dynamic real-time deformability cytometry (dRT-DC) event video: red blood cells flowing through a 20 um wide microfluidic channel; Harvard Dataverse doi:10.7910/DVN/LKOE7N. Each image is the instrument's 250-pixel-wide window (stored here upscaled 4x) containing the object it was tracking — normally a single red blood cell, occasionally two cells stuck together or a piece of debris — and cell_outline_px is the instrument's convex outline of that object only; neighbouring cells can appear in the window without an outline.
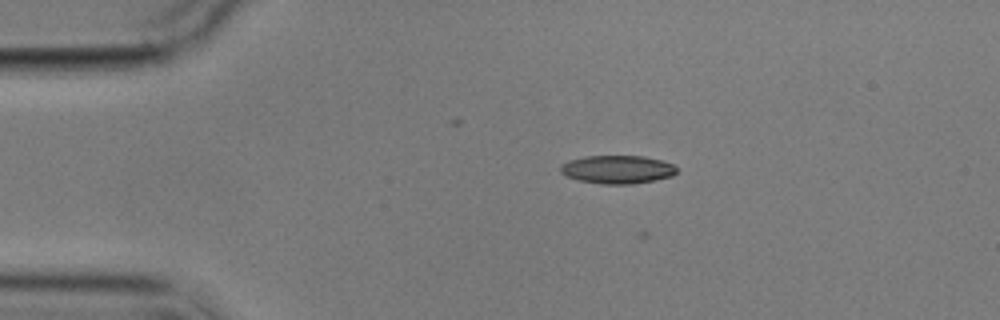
{"species": "common noctule bat (a hibernating species)", "species_latin": "Nyctalus noctula", "temperature_condition": "cold", "stored_images_in_passage": 8, "camera_frame_rate_fps": 3000, "um_per_image_px": 0.085, "animal": {"sex": "male", "body_mass_g": 17.9}, "frame": {"image": 1, "passage_image": 4, "time_ms": 4.333, "image_size_px": [1000, 320], "cell_outline_px": [[680, 168], [672, 176], [632, 184], [600, 184], [580, 180], [564, 176], [560, 172], [560, 164], [568, 160], [584, 156], [644, 156], [660, 160], [672, 164]], "centroid_in_image_um": [52.44, 14.4], "position_along_channel_um": 32.6, "area_um2": 19.25}}
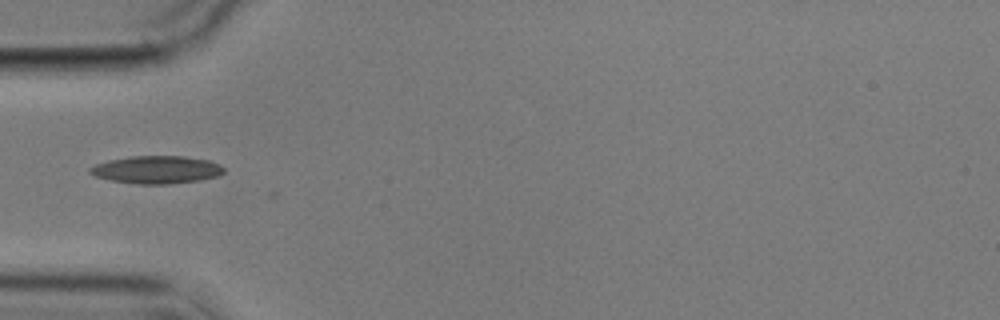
{"frame": {"image": 2, "passage_image": 6, "time_ms": 6.667, "image_size_px": [1000, 320], "cell_outline_px": [[224, 172], [216, 176], [200, 180], [168, 184], [140, 184], [112, 180], [96, 176], [88, 172], [88, 168], [96, 164], [108, 160], [132, 156], [184, 156], [208, 160], [220, 164], [224, 168]], "centroid_in_image_um": [13.31, 14.42], "position_along_channel_um": 71.7, "area_um2": 21.5}}
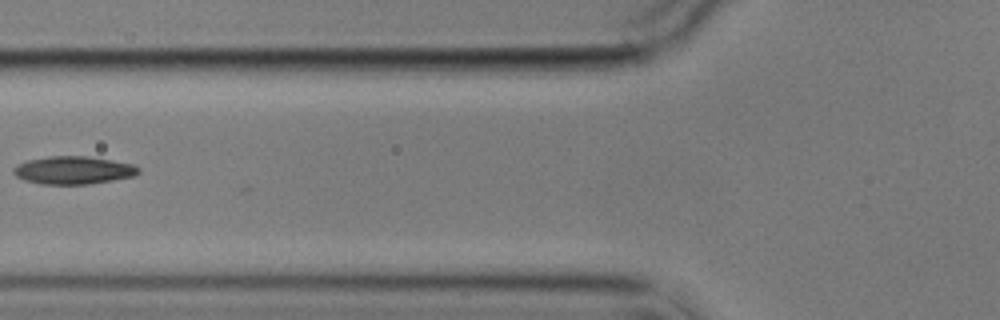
{"frame": {"image": 3, "passage_image": 7, "time_ms": 8.0, "image_size_px": [1000, 320], "cell_outline_px": [[140, 172], [136, 176], [88, 184], [40, 184], [24, 180], [16, 176], [12, 172], [12, 168], [16, 164], [28, 160], [48, 156], [88, 156], [136, 164], [140, 168]], "centroid_in_image_um": [6.25, 14.46], "position_along_channel_um": 119.6, "area_um2": 20.58}}